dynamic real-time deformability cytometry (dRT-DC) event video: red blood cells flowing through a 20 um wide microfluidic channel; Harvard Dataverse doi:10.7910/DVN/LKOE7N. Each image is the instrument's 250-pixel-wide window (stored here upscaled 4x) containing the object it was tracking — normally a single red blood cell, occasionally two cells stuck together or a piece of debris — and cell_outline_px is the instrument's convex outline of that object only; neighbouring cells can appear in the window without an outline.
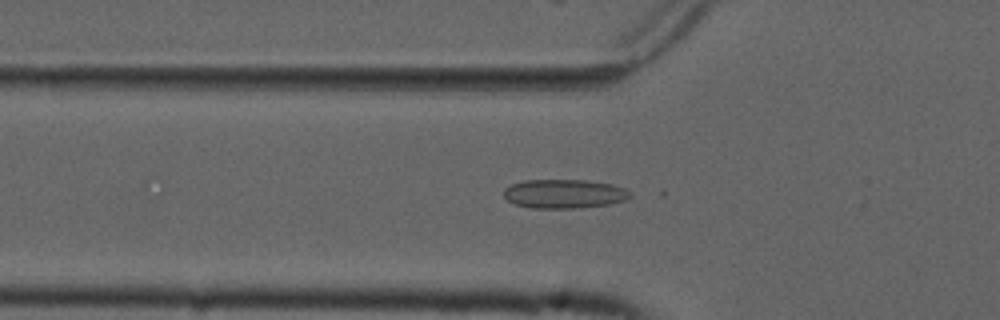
{"species": "common noctule bat (a hibernating species)", "species_latin": "Nyctalus noctula", "temperature_condition": "cold", "stored_images_in_passage": 54, "camera_frame_rate_fps": 3000, "um_per_image_px": 0.085, "animal": {"sex": "male", "forearm_length_mm": 52.5}, "frame": {"image": 1, "passage_image": 18, "time_ms": 5.667, "image_size_px": [1000, 320], "cell_outline_px": [[632, 196], [624, 200], [608, 204], [580, 208], [532, 208], [516, 204], [508, 200], [504, 196], [504, 188], [512, 184], [524, 180], [588, 180], [612, 184], [624, 188], [632, 192]], "centroid_in_image_um": [47.98, 16.47], "position_along_channel_um": 77.8, "area_um2": 21.39}}
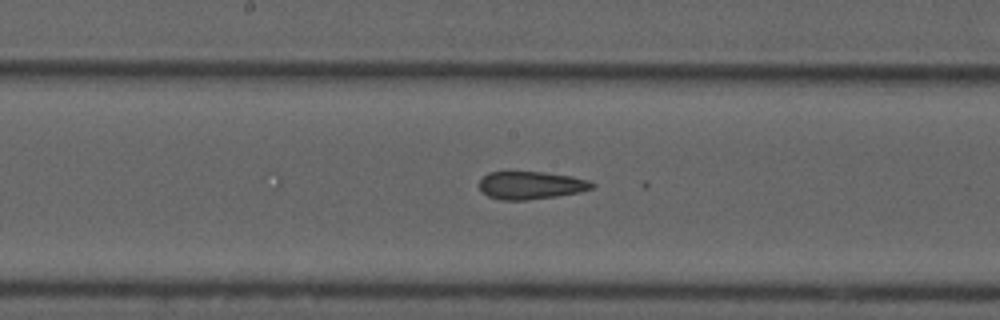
{"frame": {"image": 2, "passage_image": 28, "time_ms": 9.0, "image_size_px": [1000, 320], "cell_outline_px": [[596, 184], [592, 188], [580, 192], [556, 196], [524, 200], [500, 200], [488, 196], [480, 188], [480, 180], [488, 172], [544, 172], [572, 176], [588, 180]], "centroid_in_image_um": [45.14, 15.74], "position_along_channel_um": 203.1, "area_um2": 18.15}}
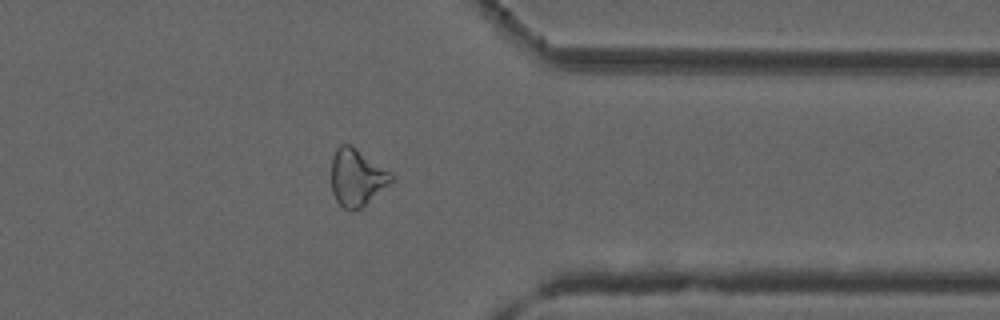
{"frame": {"image": 3, "passage_image": 43, "time_ms": 14.0, "image_size_px": [1000, 320], "cell_outline_px": [[392, 180], [364, 208], [352, 212], [344, 208], [336, 200], [332, 192], [332, 156], [336, 148], [340, 144], [352, 144], [392, 172]], "centroid_in_image_um": [30.33, 15.08], "position_along_channel_um": 381.1, "area_um2": 20.29}, "authors_computed_cell_mechanics": {"area_um2": 20.8369, "velocity_mm_per_s": 3.739, "shape_relaxation_time_tau1_ms": null, "shape_relaxation_time_tau2_ms": 2.8801, "deformation_change_tau1": null, "deformation_change_tau2": 0.0989}}